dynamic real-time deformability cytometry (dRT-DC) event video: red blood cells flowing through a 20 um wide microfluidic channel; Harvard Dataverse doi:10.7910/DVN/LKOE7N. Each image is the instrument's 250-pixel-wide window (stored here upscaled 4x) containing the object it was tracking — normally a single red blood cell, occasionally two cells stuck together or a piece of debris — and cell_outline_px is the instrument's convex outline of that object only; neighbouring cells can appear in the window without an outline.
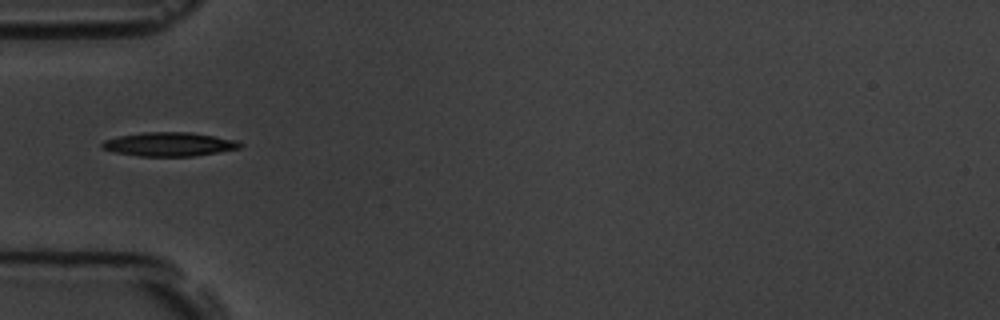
{"species": "common noctule bat (a hibernating species)", "species_latin": "Nyctalus noctula", "temperature_condition": "room temperature", "stored_images_in_passage": 9, "camera_frame_rate_fps": 3000, "um_per_image_px": 0.085, "animal": {"sex": "male", "body_mass_g": 19.5, "forearm_length_mm": 54.6}, "frame": {"image": 1, "passage_image": 4, "time_ms": 3.333, "image_size_px": [1000, 320], "cell_outline_px": [[244, 144], [240, 148], [192, 156], [140, 156], [116, 152], [100, 148], [100, 144], [104, 140], [120, 136], [144, 132], [188, 132], [240, 140]], "centroid_in_image_um": [14.4, 12.25], "position_along_channel_um": 70.6, "area_um2": 19.13}}
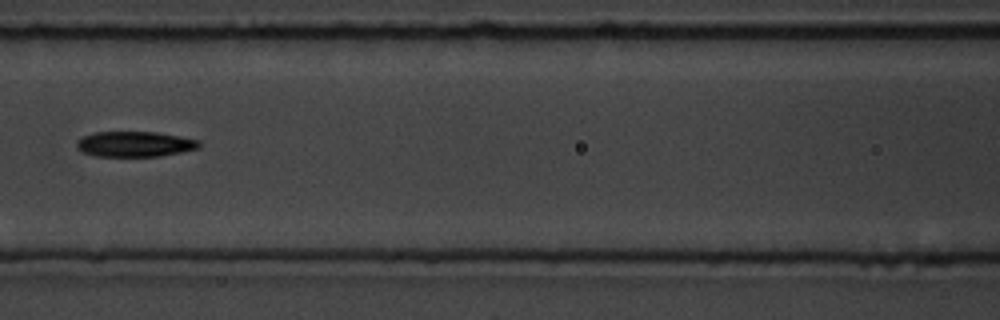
{"frame": {"image": 2, "passage_image": 6, "time_ms": 5.667, "image_size_px": [1000, 320], "cell_outline_px": [[200, 148], [160, 156], [96, 156], [84, 152], [76, 148], [76, 140], [84, 136], [96, 132], [156, 132], [180, 136], [200, 140]], "centroid_in_image_um": [11.47, 12.24], "position_along_channel_um": 155.1, "area_um2": 18.09}}
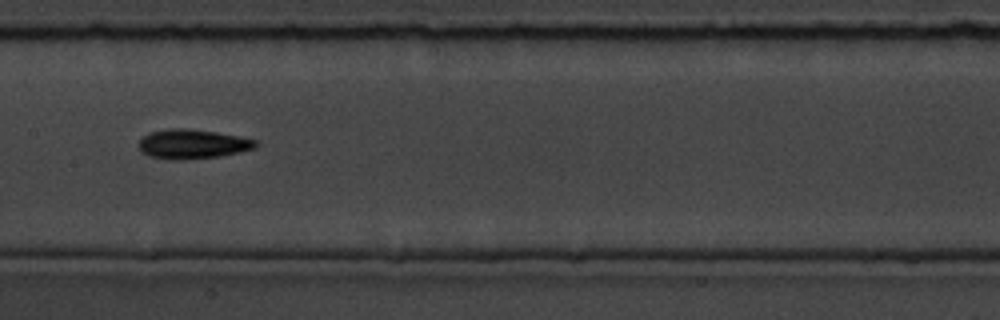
{"frame": {"image": 3, "passage_image": 7, "time_ms": 6.667, "image_size_px": [1000, 320], "cell_outline_px": [[260, 144], [256, 148], [240, 152], [220, 156], [180, 160], [172, 160], [148, 156], [140, 152], [136, 144], [148, 132], [168, 128], [184, 128], [216, 132], [240, 136], [256, 140]], "centroid_in_image_um": [16.34, 12.24], "position_along_channel_um": 191.1, "area_um2": 20.4}}